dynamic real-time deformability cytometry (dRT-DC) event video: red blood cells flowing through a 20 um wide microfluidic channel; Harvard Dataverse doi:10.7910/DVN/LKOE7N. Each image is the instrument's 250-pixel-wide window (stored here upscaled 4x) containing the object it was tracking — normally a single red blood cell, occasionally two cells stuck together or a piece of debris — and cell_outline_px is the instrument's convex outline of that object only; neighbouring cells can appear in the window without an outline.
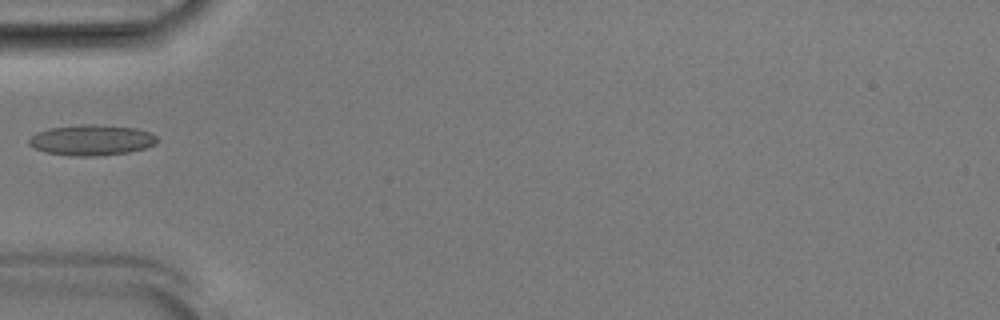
{"species": "Egyptian fruit bat (a non-hibernating species)", "species_latin": "Rousettus aegyptiacus", "temperature_condition": "room temperature", "stored_images_in_passage": 35, "camera_frame_rate_fps": 3000, "um_per_image_px": 0.085, "animal": {"sex": "male"}, "frame": {"image": 1, "passage_image": 1, "time_ms": 0.0, "image_size_px": [1000, 320], "cell_outline_px": [[160, 140], [156, 144], [144, 148], [128, 152], [96, 156], [72, 156], [48, 152], [36, 148], [28, 144], [28, 140], [36, 132], [48, 128], [80, 124], [100, 124], [136, 128], [148, 132], [156, 136]], "centroid_in_image_um": [7.8, 11.89], "position_along_channel_um": 77.2, "area_um2": 22.95}}
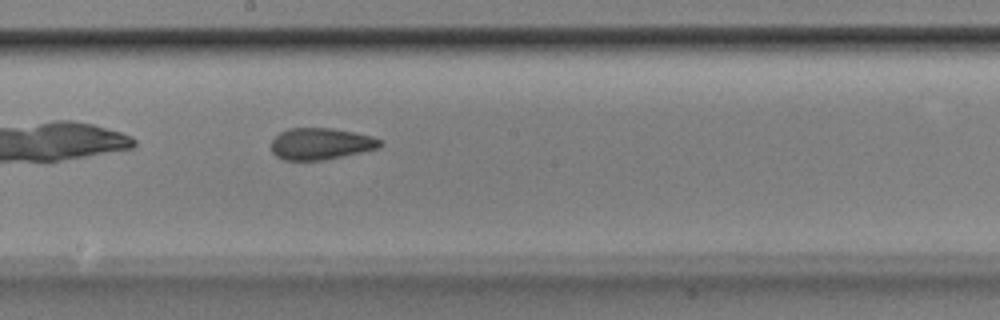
{"frame": {"image": 2, "passage_image": 12, "time_ms": 3.667, "image_size_px": [1000, 320], "cell_outline_px": [[384, 140], [376, 148], [360, 152], [324, 160], [284, 160], [276, 156], [272, 152], [272, 140], [280, 132], [288, 128], [332, 128], [372, 136]], "centroid_in_image_um": [27.24, 12.22], "position_along_channel_um": 221.0, "area_um2": 19.88}}
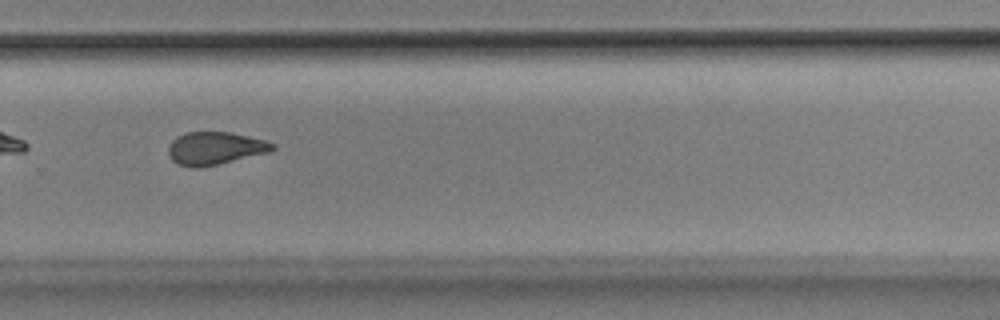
{"frame": {"image": 3, "passage_image": 19, "time_ms": 6.0, "image_size_px": [1000, 320], "cell_outline_px": [[276, 148], [268, 152], [200, 168], [192, 168], [176, 164], [168, 156], [168, 148], [172, 140], [176, 136], [188, 132], [228, 132], [264, 140], [276, 144]], "centroid_in_image_um": [18.22, 12.61], "position_along_channel_um": 311.6, "area_um2": 19.83}}